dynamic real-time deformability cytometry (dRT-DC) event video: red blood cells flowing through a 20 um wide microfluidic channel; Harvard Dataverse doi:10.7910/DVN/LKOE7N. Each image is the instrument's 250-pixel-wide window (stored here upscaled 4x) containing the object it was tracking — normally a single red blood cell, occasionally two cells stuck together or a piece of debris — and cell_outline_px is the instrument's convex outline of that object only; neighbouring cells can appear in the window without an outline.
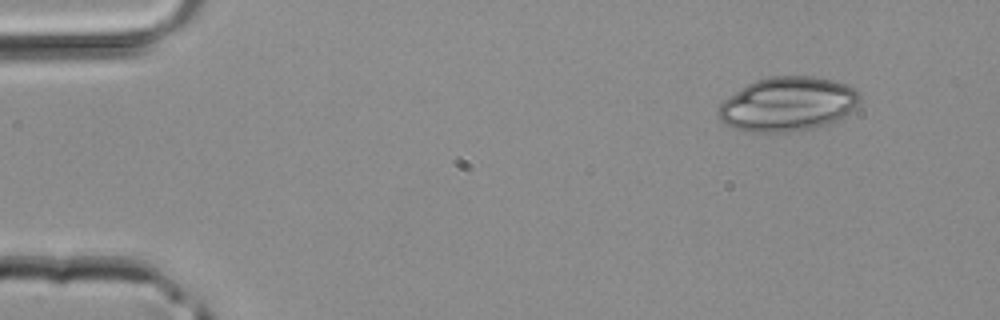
{"species": "common noctule bat (a hibernating species)", "species_latin": "Nyctalus noctula", "temperature_condition": "room temperature", "stored_images_in_passage": 39, "camera_frame_rate_fps": 3000, "um_per_image_px": 0.085, "animal": {"sex": "male", "body_mass_g": 20.4}, "frame": {"image": 1, "passage_image": 1, "time_ms": 0.0, "image_size_px": [1000, 320], "cell_outline_px": [[860, 100], [844, 116], [836, 120], [812, 128], [788, 132], [756, 132], [732, 128], [720, 120], [716, 112], [716, 108], [724, 100], [748, 84], [756, 80], [772, 76], [812, 76], [832, 80], [848, 84], [856, 88], [860, 92]], "centroid_in_image_um": [66.94, 8.84], "position_along_channel_um": 18.1, "area_um2": 44.51}}
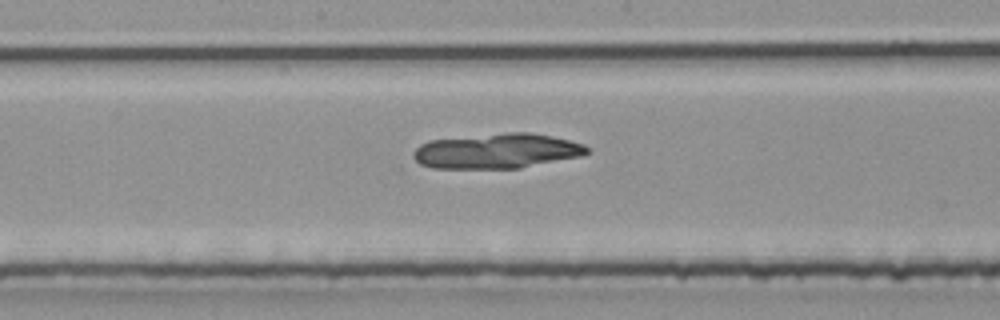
{"frame": {"image": 2, "passage_image": 19, "time_ms": 6.0, "image_size_px": [1000, 320], "cell_outline_px": [[588, 152], [580, 156], [520, 168], [432, 168], [420, 164], [412, 156], [412, 152], [420, 144], [428, 140], [508, 132], [528, 132], [552, 136], [584, 144], [588, 148]], "centroid_in_image_um": [42.2, 12.83], "position_along_channel_um": 206.0, "area_um2": 35.32}}
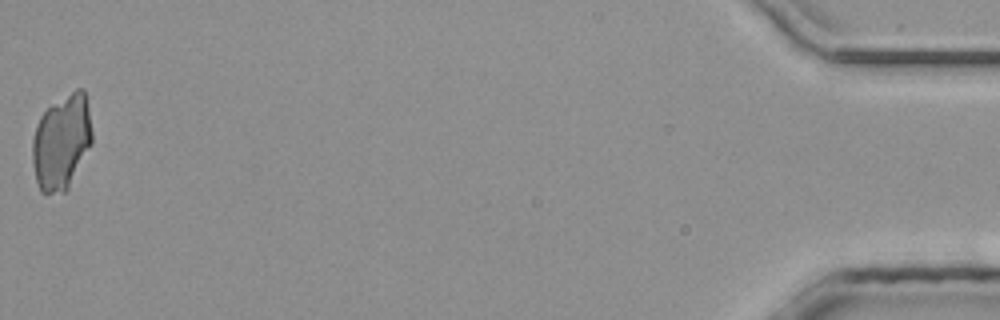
{"frame": {"image": 3, "passage_image": 39, "time_ms": 12.667, "image_size_px": [1000, 320], "cell_outline_px": [[92, 144], [68, 188], [64, 192], [40, 192], [36, 180], [32, 160], [32, 140], [40, 116], [52, 104], [76, 88], [84, 88], [88, 108], [92, 132]], "centroid_in_image_um": [5.24, 12.06], "position_along_channel_um": 430.0, "area_um2": 32.89}}